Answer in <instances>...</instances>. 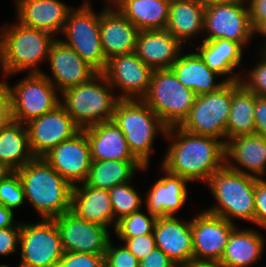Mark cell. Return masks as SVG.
<instances>
[{"label": "cell", "mask_w": 266, "mask_h": 267, "mask_svg": "<svg viewBox=\"0 0 266 267\" xmlns=\"http://www.w3.org/2000/svg\"><path fill=\"white\" fill-rule=\"evenodd\" d=\"M165 139L169 143L160 166L191 184H206L225 165V143L219 139L192 134L180 126L168 127Z\"/></svg>", "instance_id": "6da1fadb"}, {"label": "cell", "mask_w": 266, "mask_h": 267, "mask_svg": "<svg viewBox=\"0 0 266 267\" xmlns=\"http://www.w3.org/2000/svg\"><path fill=\"white\" fill-rule=\"evenodd\" d=\"M254 224L266 231V178L256 179Z\"/></svg>", "instance_id": "7bdbcfd3"}, {"label": "cell", "mask_w": 266, "mask_h": 267, "mask_svg": "<svg viewBox=\"0 0 266 267\" xmlns=\"http://www.w3.org/2000/svg\"><path fill=\"white\" fill-rule=\"evenodd\" d=\"M15 212L0 204V228H7L14 226L18 220H14Z\"/></svg>", "instance_id": "c3c4849f"}, {"label": "cell", "mask_w": 266, "mask_h": 267, "mask_svg": "<svg viewBox=\"0 0 266 267\" xmlns=\"http://www.w3.org/2000/svg\"><path fill=\"white\" fill-rule=\"evenodd\" d=\"M102 73L119 99L133 100L147 93L153 69L131 52L109 58Z\"/></svg>", "instance_id": "4fadbf2b"}, {"label": "cell", "mask_w": 266, "mask_h": 267, "mask_svg": "<svg viewBox=\"0 0 266 267\" xmlns=\"http://www.w3.org/2000/svg\"><path fill=\"white\" fill-rule=\"evenodd\" d=\"M12 120L28 121L52 111L60 104V93L43 73L26 74L15 85H7Z\"/></svg>", "instance_id": "9c48e42d"}, {"label": "cell", "mask_w": 266, "mask_h": 267, "mask_svg": "<svg viewBox=\"0 0 266 267\" xmlns=\"http://www.w3.org/2000/svg\"><path fill=\"white\" fill-rule=\"evenodd\" d=\"M26 203L24 189L16 171H8L0 180V204L17 211Z\"/></svg>", "instance_id": "8d00e7d4"}, {"label": "cell", "mask_w": 266, "mask_h": 267, "mask_svg": "<svg viewBox=\"0 0 266 267\" xmlns=\"http://www.w3.org/2000/svg\"><path fill=\"white\" fill-rule=\"evenodd\" d=\"M12 120L11 104L8 96L0 103V131Z\"/></svg>", "instance_id": "7dc6e473"}, {"label": "cell", "mask_w": 266, "mask_h": 267, "mask_svg": "<svg viewBox=\"0 0 266 267\" xmlns=\"http://www.w3.org/2000/svg\"><path fill=\"white\" fill-rule=\"evenodd\" d=\"M258 59L253 67L243 71L240 82L248 91L266 97V57L260 53Z\"/></svg>", "instance_id": "74e56055"}, {"label": "cell", "mask_w": 266, "mask_h": 267, "mask_svg": "<svg viewBox=\"0 0 266 267\" xmlns=\"http://www.w3.org/2000/svg\"><path fill=\"white\" fill-rule=\"evenodd\" d=\"M34 157L25 124L11 121L0 131V164L8 171L20 169Z\"/></svg>", "instance_id": "d6a6232c"}, {"label": "cell", "mask_w": 266, "mask_h": 267, "mask_svg": "<svg viewBox=\"0 0 266 267\" xmlns=\"http://www.w3.org/2000/svg\"><path fill=\"white\" fill-rule=\"evenodd\" d=\"M8 172V170L0 164V180L4 177V175Z\"/></svg>", "instance_id": "db71d44e"}, {"label": "cell", "mask_w": 266, "mask_h": 267, "mask_svg": "<svg viewBox=\"0 0 266 267\" xmlns=\"http://www.w3.org/2000/svg\"><path fill=\"white\" fill-rule=\"evenodd\" d=\"M47 63L51 75H48L45 71H43V74L59 93L87 82L98 73L72 48L64 44L59 36L50 47Z\"/></svg>", "instance_id": "ac0fdd59"}, {"label": "cell", "mask_w": 266, "mask_h": 267, "mask_svg": "<svg viewBox=\"0 0 266 267\" xmlns=\"http://www.w3.org/2000/svg\"><path fill=\"white\" fill-rule=\"evenodd\" d=\"M128 250L138 259L141 260L153 249L157 248L154 234H146L136 237H117Z\"/></svg>", "instance_id": "60d3db41"}, {"label": "cell", "mask_w": 266, "mask_h": 267, "mask_svg": "<svg viewBox=\"0 0 266 267\" xmlns=\"http://www.w3.org/2000/svg\"><path fill=\"white\" fill-rule=\"evenodd\" d=\"M22 267H58L64 254L61 236L53 219H41L37 223L21 221L19 240Z\"/></svg>", "instance_id": "30bf717a"}, {"label": "cell", "mask_w": 266, "mask_h": 267, "mask_svg": "<svg viewBox=\"0 0 266 267\" xmlns=\"http://www.w3.org/2000/svg\"><path fill=\"white\" fill-rule=\"evenodd\" d=\"M195 97L194 91L179 82L171 69H155L142 100L167 127H172L180 126L188 117Z\"/></svg>", "instance_id": "ba28073f"}, {"label": "cell", "mask_w": 266, "mask_h": 267, "mask_svg": "<svg viewBox=\"0 0 266 267\" xmlns=\"http://www.w3.org/2000/svg\"><path fill=\"white\" fill-rule=\"evenodd\" d=\"M102 6L100 40L106 59L134 52L140 30L109 0H104Z\"/></svg>", "instance_id": "ffe728a7"}, {"label": "cell", "mask_w": 266, "mask_h": 267, "mask_svg": "<svg viewBox=\"0 0 266 267\" xmlns=\"http://www.w3.org/2000/svg\"><path fill=\"white\" fill-rule=\"evenodd\" d=\"M256 179L224 165L205 184L216 201L204 210L234 224L238 219L254 224Z\"/></svg>", "instance_id": "277c9868"}, {"label": "cell", "mask_w": 266, "mask_h": 267, "mask_svg": "<svg viewBox=\"0 0 266 267\" xmlns=\"http://www.w3.org/2000/svg\"><path fill=\"white\" fill-rule=\"evenodd\" d=\"M185 46L166 29L143 30L137 38L136 55L155 69H170Z\"/></svg>", "instance_id": "d4e9b609"}, {"label": "cell", "mask_w": 266, "mask_h": 267, "mask_svg": "<svg viewBox=\"0 0 266 267\" xmlns=\"http://www.w3.org/2000/svg\"><path fill=\"white\" fill-rule=\"evenodd\" d=\"M2 78H0V103L7 97V85L8 80L7 77L3 74Z\"/></svg>", "instance_id": "681fc988"}, {"label": "cell", "mask_w": 266, "mask_h": 267, "mask_svg": "<svg viewBox=\"0 0 266 267\" xmlns=\"http://www.w3.org/2000/svg\"><path fill=\"white\" fill-rule=\"evenodd\" d=\"M71 212L81 219L114 229L112 202L108 190L88 186L85 182L73 186L71 195Z\"/></svg>", "instance_id": "484cf974"}, {"label": "cell", "mask_w": 266, "mask_h": 267, "mask_svg": "<svg viewBox=\"0 0 266 267\" xmlns=\"http://www.w3.org/2000/svg\"><path fill=\"white\" fill-rule=\"evenodd\" d=\"M200 59L210 70L224 76L227 82L240 81L243 70L244 50L240 43L229 41L224 38L216 40H202L199 44L192 45ZM241 70H237L240 69Z\"/></svg>", "instance_id": "603a6c76"}, {"label": "cell", "mask_w": 266, "mask_h": 267, "mask_svg": "<svg viewBox=\"0 0 266 267\" xmlns=\"http://www.w3.org/2000/svg\"><path fill=\"white\" fill-rule=\"evenodd\" d=\"M25 125L29 146L35 157H43L52 148L72 138L81 130L61 104Z\"/></svg>", "instance_id": "2e32d148"}, {"label": "cell", "mask_w": 266, "mask_h": 267, "mask_svg": "<svg viewBox=\"0 0 266 267\" xmlns=\"http://www.w3.org/2000/svg\"><path fill=\"white\" fill-rule=\"evenodd\" d=\"M225 165L257 179L265 178L266 138L258 134H247L227 140Z\"/></svg>", "instance_id": "7402d4cb"}, {"label": "cell", "mask_w": 266, "mask_h": 267, "mask_svg": "<svg viewBox=\"0 0 266 267\" xmlns=\"http://www.w3.org/2000/svg\"><path fill=\"white\" fill-rule=\"evenodd\" d=\"M183 267H225L219 263H208V262H191Z\"/></svg>", "instance_id": "f907efd6"}, {"label": "cell", "mask_w": 266, "mask_h": 267, "mask_svg": "<svg viewBox=\"0 0 266 267\" xmlns=\"http://www.w3.org/2000/svg\"><path fill=\"white\" fill-rule=\"evenodd\" d=\"M265 236L256 228L236 226L229 236L219 264L225 267H251L263 257Z\"/></svg>", "instance_id": "f546056e"}, {"label": "cell", "mask_w": 266, "mask_h": 267, "mask_svg": "<svg viewBox=\"0 0 266 267\" xmlns=\"http://www.w3.org/2000/svg\"><path fill=\"white\" fill-rule=\"evenodd\" d=\"M43 158L72 186L84 183L91 167V152L85 131L52 148Z\"/></svg>", "instance_id": "e0dca14e"}, {"label": "cell", "mask_w": 266, "mask_h": 267, "mask_svg": "<svg viewBox=\"0 0 266 267\" xmlns=\"http://www.w3.org/2000/svg\"><path fill=\"white\" fill-rule=\"evenodd\" d=\"M58 267H105V255L64 252Z\"/></svg>", "instance_id": "ab89813d"}, {"label": "cell", "mask_w": 266, "mask_h": 267, "mask_svg": "<svg viewBox=\"0 0 266 267\" xmlns=\"http://www.w3.org/2000/svg\"><path fill=\"white\" fill-rule=\"evenodd\" d=\"M0 267H11V266H9V265H6V264H0Z\"/></svg>", "instance_id": "9f6ffc18"}, {"label": "cell", "mask_w": 266, "mask_h": 267, "mask_svg": "<svg viewBox=\"0 0 266 267\" xmlns=\"http://www.w3.org/2000/svg\"><path fill=\"white\" fill-rule=\"evenodd\" d=\"M53 220L58 226L64 252L105 255L112 238L107 227L81 219L71 211Z\"/></svg>", "instance_id": "9a60e30c"}, {"label": "cell", "mask_w": 266, "mask_h": 267, "mask_svg": "<svg viewBox=\"0 0 266 267\" xmlns=\"http://www.w3.org/2000/svg\"><path fill=\"white\" fill-rule=\"evenodd\" d=\"M21 232V220L14 226L0 228V256H10L18 253Z\"/></svg>", "instance_id": "b9f144b4"}, {"label": "cell", "mask_w": 266, "mask_h": 267, "mask_svg": "<svg viewBox=\"0 0 266 267\" xmlns=\"http://www.w3.org/2000/svg\"><path fill=\"white\" fill-rule=\"evenodd\" d=\"M255 94L240 81L231 82V106L226 126V141L240 135L255 134Z\"/></svg>", "instance_id": "836d02e7"}, {"label": "cell", "mask_w": 266, "mask_h": 267, "mask_svg": "<svg viewBox=\"0 0 266 267\" xmlns=\"http://www.w3.org/2000/svg\"><path fill=\"white\" fill-rule=\"evenodd\" d=\"M262 47H259V48H261V49H259L260 51V53L264 56V57H266V41L261 45Z\"/></svg>", "instance_id": "11a10c76"}, {"label": "cell", "mask_w": 266, "mask_h": 267, "mask_svg": "<svg viewBox=\"0 0 266 267\" xmlns=\"http://www.w3.org/2000/svg\"><path fill=\"white\" fill-rule=\"evenodd\" d=\"M255 36L259 38L262 36L263 41L261 44H263L266 41V21H264L256 30H255ZM259 36V37H258Z\"/></svg>", "instance_id": "f5cc1de1"}, {"label": "cell", "mask_w": 266, "mask_h": 267, "mask_svg": "<svg viewBox=\"0 0 266 267\" xmlns=\"http://www.w3.org/2000/svg\"><path fill=\"white\" fill-rule=\"evenodd\" d=\"M103 73L60 93V104L81 129L112 121L120 100Z\"/></svg>", "instance_id": "8992f818"}, {"label": "cell", "mask_w": 266, "mask_h": 267, "mask_svg": "<svg viewBox=\"0 0 266 267\" xmlns=\"http://www.w3.org/2000/svg\"><path fill=\"white\" fill-rule=\"evenodd\" d=\"M254 31L266 21V0H246Z\"/></svg>", "instance_id": "bcb514c9"}, {"label": "cell", "mask_w": 266, "mask_h": 267, "mask_svg": "<svg viewBox=\"0 0 266 267\" xmlns=\"http://www.w3.org/2000/svg\"><path fill=\"white\" fill-rule=\"evenodd\" d=\"M255 134L266 138V97L255 95Z\"/></svg>", "instance_id": "f6af8a7d"}, {"label": "cell", "mask_w": 266, "mask_h": 267, "mask_svg": "<svg viewBox=\"0 0 266 267\" xmlns=\"http://www.w3.org/2000/svg\"><path fill=\"white\" fill-rule=\"evenodd\" d=\"M205 6L214 5V4H222V3H235L242 2L244 0H199Z\"/></svg>", "instance_id": "816d5d0a"}, {"label": "cell", "mask_w": 266, "mask_h": 267, "mask_svg": "<svg viewBox=\"0 0 266 267\" xmlns=\"http://www.w3.org/2000/svg\"><path fill=\"white\" fill-rule=\"evenodd\" d=\"M139 261L121 242L113 244L109 240L105 253V267H139Z\"/></svg>", "instance_id": "f35d334b"}, {"label": "cell", "mask_w": 266, "mask_h": 267, "mask_svg": "<svg viewBox=\"0 0 266 267\" xmlns=\"http://www.w3.org/2000/svg\"><path fill=\"white\" fill-rule=\"evenodd\" d=\"M144 209L122 217L114 229L115 237H136L153 233L157 217Z\"/></svg>", "instance_id": "d590c367"}, {"label": "cell", "mask_w": 266, "mask_h": 267, "mask_svg": "<svg viewBox=\"0 0 266 267\" xmlns=\"http://www.w3.org/2000/svg\"><path fill=\"white\" fill-rule=\"evenodd\" d=\"M16 20L27 27L60 36L74 6L61 0H14Z\"/></svg>", "instance_id": "cb8c5ba5"}, {"label": "cell", "mask_w": 266, "mask_h": 267, "mask_svg": "<svg viewBox=\"0 0 266 267\" xmlns=\"http://www.w3.org/2000/svg\"><path fill=\"white\" fill-rule=\"evenodd\" d=\"M204 12L205 5L199 0H171L165 29L185 47L186 43H199L203 40Z\"/></svg>", "instance_id": "4316f807"}, {"label": "cell", "mask_w": 266, "mask_h": 267, "mask_svg": "<svg viewBox=\"0 0 266 267\" xmlns=\"http://www.w3.org/2000/svg\"><path fill=\"white\" fill-rule=\"evenodd\" d=\"M237 225L204 209L193 214V261L219 263Z\"/></svg>", "instance_id": "5bb4252c"}, {"label": "cell", "mask_w": 266, "mask_h": 267, "mask_svg": "<svg viewBox=\"0 0 266 267\" xmlns=\"http://www.w3.org/2000/svg\"><path fill=\"white\" fill-rule=\"evenodd\" d=\"M140 31L163 30L171 0H109Z\"/></svg>", "instance_id": "4dcf8cb0"}, {"label": "cell", "mask_w": 266, "mask_h": 267, "mask_svg": "<svg viewBox=\"0 0 266 267\" xmlns=\"http://www.w3.org/2000/svg\"><path fill=\"white\" fill-rule=\"evenodd\" d=\"M139 160H92L85 183L97 189L110 190L116 185L133 181L139 171H147Z\"/></svg>", "instance_id": "1f68e13d"}, {"label": "cell", "mask_w": 266, "mask_h": 267, "mask_svg": "<svg viewBox=\"0 0 266 267\" xmlns=\"http://www.w3.org/2000/svg\"><path fill=\"white\" fill-rule=\"evenodd\" d=\"M132 183L133 181L116 185L109 190L116 222L124 216L142 210L144 207V195L138 193L139 191Z\"/></svg>", "instance_id": "e575fe53"}, {"label": "cell", "mask_w": 266, "mask_h": 267, "mask_svg": "<svg viewBox=\"0 0 266 267\" xmlns=\"http://www.w3.org/2000/svg\"><path fill=\"white\" fill-rule=\"evenodd\" d=\"M231 106V82L219 90L195 97L188 117L180 125L192 134L210 136L226 143V126Z\"/></svg>", "instance_id": "8fae6325"}, {"label": "cell", "mask_w": 266, "mask_h": 267, "mask_svg": "<svg viewBox=\"0 0 266 267\" xmlns=\"http://www.w3.org/2000/svg\"><path fill=\"white\" fill-rule=\"evenodd\" d=\"M139 267H177V265L159 248L153 249L139 261Z\"/></svg>", "instance_id": "ee69618b"}, {"label": "cell", "mask_w": 266, "mask_h": 267, "mask_svg": "<svg viewBox=\"0 0 266 267\" xmlns=\"http://www.w3.org/2000/svg\"><path fill=\"white\" fill-rule=\"evenodd\" d=\"M120 128L132 154L144 165L151 164L154 141L164 139L167 126L142 99H120L112 119Z\"/></svg>", "instance_id": "5b68a950"}, {"label": "cell", "mask_w": 266, "mask_h": 267, "mask_svg": "<svg viewBox=\"0 0 266 267\" xmlns=\"http://www.w3.org/2000/svg\"><path fill=\"white\" fill-rule=\"evenodd\" d=\"M153 234L157 248L177 267L193 262L192 216L189 220L179 216L157 217Z\"/></svg>", "instance_id": "d6986e66"}, {"label": "cell", "mask_w": 266, "mask_h": 267, "mask_svg": "<svg viewBox=\"0 0 266 267\" xmlns=\"http://www.w3.org/2000/svg\"><path fill=\"white\" fill-rule=\"evenodd\" d=\"M16 172L38 218L53 219L70 211L73 186L43 157H34Z\"/></svg>", "instance_id": "3957f363"}, {"label": "cell", "mask_w": 266, "mask_h": 267, "mask_svg": "<svg viewBox=\"0 0 266 267\" xmlns=\"http://www.w3.org/2000/svg\"><path fill=\"white\" fill-rule=\"evenodd\" d=\"M170 69L178 81L193 90L196 96L215 92L227 83L222 76L207 67L195 50L184 49Z\"/></svg>", "instance_id": "83f0119b"}, {"label": "cell", "mask_w": 266, "mask_h": 267, "mask_svg": "<svg viewBox=\"0 0 266 267\" xmlns=\"http://www.w3.org/2000/svg\"><path fill=\"white\" fill-rule=\"evenodd\" d=\"M224 38L245 49L255 38L246 0L205 6L203 40Z\"/></svg>", "instance_id": "7c38bea8"}, {"label": "cell", "mask_w": 266, "mask_h": 267, "mask_svg": "<svg viewBox=\"0 0 266 267\" xmlns=\"http://www.w3.org/2000/svg\"><path fill=\"white\" fill-rule=\"evenodd\" d=\"M93 6L90 0H84L73 7L60 34L65 38L59 39L98 73H102L107 59L100 40V11L96 12Z\"/></svg>", "instance_id": "52a82bcc"}, {"label": "cell", "mask_w": 266, "mask_h": 267, "mask_svg": "<svg viewBox=\"0 0 266 267\" xmlns=\"http://www.w3.org/2000/svg\"><path fill=\"white\" fill-rule=\"evenodd\" d=\"M50 32L27 27L17 20L0 26V70L11 77L22 73H43L40 64L48 61L56 40Z\"/></svg>", "instance_id": "7a4b0ae2"}, {"label": "cell", "mask_w": 266, "mask_h": 267, "mask_svg": "<svg viewBox=\"0 0 266 267\" xmlns=\"http://www.w3.org/2000/svg\"><path fill=\"white\" fill-rule=\"evenodd\" d=\"M161 174L144 193V207L156 217L176 215L189 199V181L158 166Z\"/></svg>", "instance_id": "44dd1931"}, {"label": "cell", "mask_w": 266, "mask_h": 267, "mask_svg": "<svg viewBox=\"0 0 266 267\" xmlns=\"http://www.w3.org/2000/svg\"><path fill=\"white\" fill-rule=\"evenodd\" d=\"M83 130L89 141L92 160H138L130 151L124 134L113 120Z\"/></svg>", "instance_id": "f1b7e54d"}]
</instances>
